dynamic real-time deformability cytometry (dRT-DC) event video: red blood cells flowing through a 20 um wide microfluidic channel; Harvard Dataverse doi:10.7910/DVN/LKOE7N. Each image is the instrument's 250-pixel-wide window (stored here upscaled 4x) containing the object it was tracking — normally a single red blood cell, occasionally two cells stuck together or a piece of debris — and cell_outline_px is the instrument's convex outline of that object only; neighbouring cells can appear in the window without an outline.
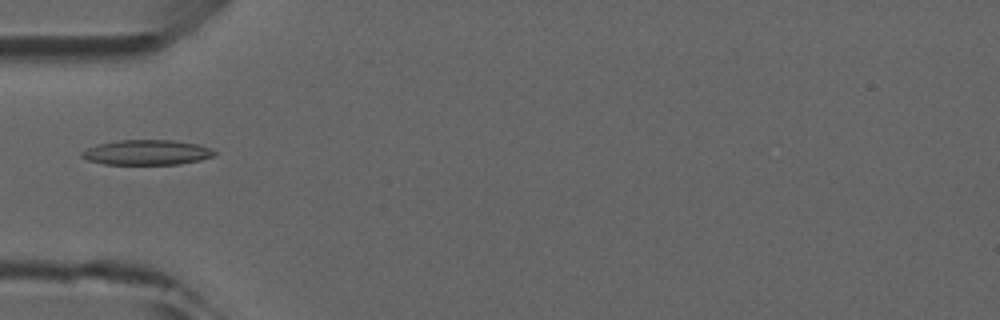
{"species": "common noctule bat (a hibernating species)", "species_latin": "Nyctalus noctula", "temperature_condition": "room temperature", "stored_images_in_passage": 5, "camera_frame_rate_fps": 3000, "um_per_image_px": 0.085, "animal": {"sex": "male", "forearm_length_mm": 52.5}, "frame": {"image": 1, "passage_image": 5, "time_ms": 4.667, "image_size_px": [1000, 320], "cell_outline_px": [[216, 152], [212, 156], [200, 160], [180, 164], [104, 164], [88, 160], [80, 156], [80, 152], [88, 148], [100, 144], [120, 140], [176, 140], [196, 144], [212, 148]], "centroid_in_image_um": [12.49, 12.95], "position_along_channel_um": 72.5, "area_um2": 19.25}}